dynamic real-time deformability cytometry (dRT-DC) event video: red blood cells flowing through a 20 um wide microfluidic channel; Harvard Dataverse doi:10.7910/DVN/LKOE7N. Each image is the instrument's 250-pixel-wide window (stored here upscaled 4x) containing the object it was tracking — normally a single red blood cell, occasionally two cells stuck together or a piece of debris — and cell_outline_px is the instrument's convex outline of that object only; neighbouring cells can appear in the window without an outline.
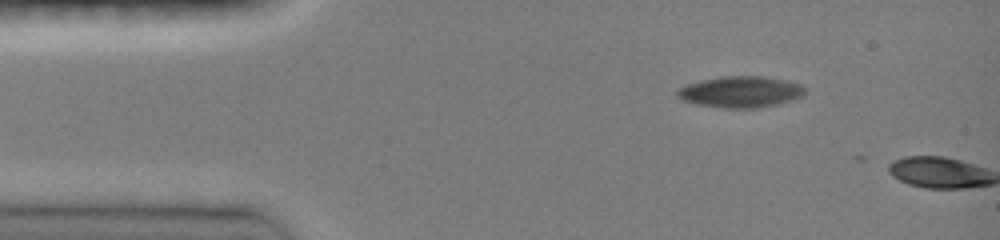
{"species": "common noctule bat (a hibernating species)", "species_latin": "Nyctalus noctula", "temperature_condition": "room temperature", "stored_images_in_passage": 2, "camera_frame_rate_fps": 3000, "um_per_image_px": 0.085, "animal": {"sex": "female", "body_mass_g": 19.0, "forearm_length_mm": 51.5}, "frame": {"image": 1, "passage_image": 1, "time_ms": 0.0, "image_size_px": [1000, 240], "cell_outline_px": [[808, 88], [804, 96], [792, 100], [776, 104], [756, 108], [720, 108], [696, 104], [684, 100], [676, 96], [676, 92], [680, 88], [688, 84], [700, 80], [720, 76], [760, 76], [784, 80], [800, 84]], "centroid_in_image_um": [62.97, 7.81], "position_along_channel_um": 22.0, "area_um2": 23.35}}